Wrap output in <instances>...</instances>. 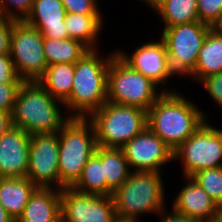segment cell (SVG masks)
I'll list each match as a JSON object with an SVG mask.
<instances>
[{"instance_id":"4316f807","label":"cell","mask_w":222,"mask_h":222,"mask_svg":"<svg viewBox=\"0 0 222 222\" xmlns=\"http://www.w3.org/2000/svg\"><path fill=\"white\" fill-rule=\"evenodd\" d=\"M198 185L219 206H222V167L204 169L192 176Z\"/></svg>"},{"instance_id":"4fadbf2b","label":"cell","mask_w":222,"mask_h":222,"mask_svg":"<svg viewBox=\"0 0 222 222\" xmlns=\"http://www.w3.org/2000/svg\"><path fill=\"white\" fill-rule=\"evenodd\" d=\"M117 54L133 69L140 72L147 78H150L159 87H162L164 92H175V88L169 89L165 87L169 82L170 77H175L169 64L167 48L162 39L157 41H148L140 46L133 48L129 54L124 50H116ZM168 89V90H167Z\"/></svg>"},{"instance_id":"d4e9b609","label":"cell","mask_w":222,"mask_h":222,"mask_svg":"<svg viewBox=\"0 0 222 222\" xmlns=\"http://www.w3.org/2000/svg\"><path fill=\"white\" fill-rule=\"evenodd\" d=\"M43 50L47 65L56 63L75 64L90 49L81 41L71 38H44Z\"/></svg>"},{"instance_id":"ffe728a7","label":"cell","mask_w":222,"mask_h":222,"mask_svg":"<svg viewBox=\"0 0 222 222\" xmlns=\"http://www.w3.org/2000/svg\"><path fill=\"white\" fill-rule=\"evenodd\" d=\"M220 72H222V34L212 28L199 51L196 66L187 78L199 82Z\"/></svg>"},{"instance_id":"9a60e30c","label":"cell","mask_w":222,"mask_h":222,"mask_svg":"<svg viewBox=\"0 0 222 222\" xmlns=\"http://www.w3.org/2000/svg\"><path fill=\"white\" fill-rule=\"evenodd\" d=\"M30 134L11 127L0 137V178H24L29 163Z\"/></svg>"},{"instance_id":"52a82bcc","label":"cell","mask_w":222,"mask_h":222,"mask_svg":"<svg viewBox=\"0 0 222 222\" xmlns=\"http://www.w3.org/2000/svg\"><path fill=\"white\" fill-rule=\"evenodd\" d=\"M163 93L150 78L133 69L117 52L114 54L108 68V102L148 111Z\"/></svg>"},{"instance_id":"cb8c5ba5","label":"cell","mask_w":222,"mask_h":222,"mask_svg":"<svg viewBox=\"0 0 222 222\" xmlns=\"http://www.w3.org/2000/svg\"><path fill=\"white\" fill-rule=\"evenodd\" d=\"M75 64L56 63L47 66L44 75L37 81L52 97L65 101L71 94Z\"/></svg>"},{"instance_id":"5b68a950","label":"cell","mask_w":222,"mask_h":222,"mask_svg":"<svg viewBox=\"0 0 222 222\" xmlns=\"http://www.w3.org/2000/svg\"><path fill=\"white\" fill-rule=\"evenodd\" d=\"M97 140L87 118H71L59 131V190L72 187L95 153Z\"/></svg>"},{"instance_id":"3957f363","label":"cell","mask_w":222,"mask_h":222,"mask_svg":"<svg viewBox=\"0 0 222 222\" xmlns=\"http://www.w3.org/2000/svg\"><path fill=\"white\" fill-rule=\"evenodd\" d=\"M62 106L64 102L52 97L38 82H23L11 114L13 126L30 135L59 132L71 119L67 115L69 111L64 114Z\"/></svg>"},{"instance_id":"60d3db41","label":"cell","mask_w":222,"mask_h":222,"mask_svg":"<svg viewBox=\"0 0 222 222\" xmlns=\"http://www.w3.org/2000/svg\"><path fill=\"white\" fill-rule=\"evenodd\" d=\"M216 222H222V206L218 209V214L216 218Z\"/></svg>"},{"instance_id":"8d00e7d4","label":"cell","mask_w":222,"mask_h":222,"mask_svg":"<svg viewBox=\"0 0 222 222\" xmlns=\"http://www.w3.org/2000/svg\"><path fill=\"white\" fill-rule=\"evenodd\" d=\"M0 222H16L0 203Z\"/></svg>"},{"instance_id":"d6986e66","label":"cell","mask_w":222,"mask_h":222,"mask_svg":"<svg viewBox=\"0 0 222 222\" xmlns=\"http://www.w3.org/2000/svg\"><path fill=\"white\" fill-rule=\"evenodd\" d=\"M37 187L27 177L0 178V203L7 213L17 221Z\"/></svg>"},{"instance_id":"2e32d148","label":"cell","mask_w":222,"mask_h":222,"mask_svg":"<svg viewBox=\"0 0 222 222\" xmlns=\"http://www.w3.org/2000/svg\"><path fill=\"white\" fill-rule=\"evenodd\" d=\"M184 179L187 183L179 189L171 209L199 222H216L219 206L192 177Z\"/></svg>"},{"instance_id":"74e56055","label":"cell","mask_w":222,"mask_h":222,"mask_svg":"<svg viewBox=\"0 0 222 222\" xmlns=\"http://www.w3.org/2000/svg\"><path fill=\"white\" fill-rule=\"evenodd\" d=\"M111 222H139V221H136L134 219L121 218V217L116 216Z\"/></svg>"},{"instance_id":"4dcf8cb0","label":"cell","mask_w":222,"mask_h":222,"mask_svg":"<svg viewBox=\"0 0 222 222\" xmlns=\"http://www.w3.org/2000/svg\"><path fill=\"white\" fill-rule=\"evenodd\" d=\"M202 86L206 93L209 94L220 109L222 108V72L215 75L205 77L198 82Z\"/></svg>"},{"instance_id":"603a6c76","label":"cell","mask_w":222,"mask_h":222,"mask_svg":"<svg viewBox=\"0 0 222 222\" xmlns=\"http://www.w3.org/2000/svg\"><path fill=\"white\" fill-rule=\"evenodd\" d=\"M152 9L160 17L163 28L199 21L197 0H160Z\"/></svg>"},{"instance_id":"d6a6232c","label":"cell","mask_w":222,"mask_h":222,"mask_svg":"<svg viewBox=\"0 0 222 222\" xmlns=\"http://www.w3.org/2000/svg\"><path fill=\"white\" fill-rule=\"evenodd\" d=\"M17 76L10 53L0 54V83H23Z\"/></svg>"},{"instance_id":"f546056e","label":"cell","mask_w":222,"mask_h":222,"mask_svg":"<svg viewBox=\"0 0 222 222\" xmlns=\"http://www.w3.org/2000/svg\"><path fill=\"white\" fill-rule=\"evenodd\" d=\"M67 13L102 14L98 0H61Z\"/></svg>"},{"instance_id":"277c9868","label":"cell","mask_w":222,"mask_h":222,"mask_svg":"<svg viewBox=\"0 0 222 222\" xmlns=\"http://www.w3.org/2000/svg\"><path fill=\"white\" fill-rule=\"evenodd\" d=\"M162 173L132 171L113 193L116 216L134 219L145 214H158L166 208Z\"/></svg>"},{"instance_id":"7402d4cb","label":"cell","mask_w":222,"mask_h":222,"mask_svg":"<svg viewBox=\"0 0 222 222\" xmlns=\"http://www.w3.org/2000/svg\"><path fill=\"white\" fill-rule=\"evenodd\" d=\"M95 154L101 159V165L107 181V196H112L127 180L132 170L121 148L97 146Z\"/></svg>"},{"instance_id":"30bf717a","label":"cell","mask_w":222,"mask_h":222,"mask_svg":"<svg viewBox=\"0 0 222 222\" xmlns=\"http://www.w3.org/2000/svg\"><path fill=\"white\" fill-rule=\"evenodd\" d=\"M41 32L25 21H15L12 27L10 56L17 76L24 82H37L45 73L47 62Z\"/></svg>"},{"instance_id":"6da1fadb","label":"cell","mask_w":222,"mask_h":222,"mask_svg":"<svg viewBox=\"0 0 222 222\" xmlns=\"http://www.w3.org/2000/svg\"><path fill=\"white\" fill-rule=\"evenodd\" d=\"M207 116L180 92H164L147 111V127L175 151Z\"/></svg>"},{"instance_id":"ab89813d","label":"cell","mask_w":222,"mask_h":222,"mask_svg":"<svg viewBox=\"0 0 222 222\" xmlns=\"http://www.w3.org/2000/svg\"><path fill=\"white\" fill-rule=\"evenodd\" d=\"M213 28H215L220 34H222V17L220 21Z\"/></svg>"},{"instance_id":"ba28073f","label":"cell","mask_w":222,"mask_h":222,"mask_svg":"<svg viewBox=\"0 0 222 222\" xmlns=\"http://www.w3.org/2000/svg\"><path fill=\"white\" fill-rule=\"evenodd\" d=\"M206 120L175 151L173 160H180L183 177L215 167H222V130Z\"/></svg>"},{"instance_id":"5bb4252c","label":"cell","mask_w":222,"mask_h":222,"mask_svg":"<svg viewBox=\"0 0 222 222\" xmlns=\"http://www.w3.org/2000/svg\"><path fill=\"white\" fill-rule=\"evenodd\" d=\"M121 149L132 171L162 173L161 168L174 161L172 149L148 127Z\"/></svg>"},{"instance_id":"9c48e42d","label":"cell","mask_w":222,"mask_h":222,"mask_svg":"<svg viewBox=\"0 0 222 222\" xmlns=\"http://www.w3.org/2000/svg\"><path fill=\"white\" fill-rule=\"evenodd\" d=\"M213 27L200 21L163 28L161 38L167 48L175 76L185 78L194 70L199 51Z\"/></svg>"},{"instance_id":"ac0fdd59","label":"cell","mask_w":222,"mask_h":222,"mask_svg":"<svg viewBox=\"0 0 222 222\" xmlns=\"http://www.w3.org/2000/svg\"><path fill=\"white\" fill-rule=\"evenodd\" d=\"M16 222H61V190L37 187Z\"/></svg>"},{"instance_id":"d590c367","label":"cell","mask_w":222,"mask_h":222,"mask_svg":"<svg viewBox=\"0 0 222 222\" xmlns=\"http://www.w3.org/2000/svg\"><path fill=\"white\" fill-rule=\"evenodd\" d=\"M13 127L11 113L0 110V137Z\"/></svg>"},{"instance_id":"7a4b0ae2","label":"cell","mask_w":222,"mask_h":222,"mask_svg":"<svg viewBox=\"0 0 222 222\" xmlns=\"http://www.w3.org/2000/svg\"><path fill=\"white\" fill-rule=\"evenodd\" d=\"M110 52L105 58L98 49H90L75 63V74L70 96L64 107L71 118H88L107 102L108 68L116 53Z\"/></svg>"},{"instance_id":"484cf974","label":"cell","mask_w":222,"mask_h":222,"mask_svg":"<svg viewBox=\"0 0 222 222\" xmlns=\"http://www.w3.org/2000/svg\"><path fill=\"white\" fill-rule=\"evenodd\" d=\"M72 188L83 193L107 196V181L101 159L95 153L85 164L78 181Z\"/></svg>"},{"instance_id":"8fae6325","label":"cell","mask_w":222,"mask_h":222,"mask_svg":"<svg viewBox=\"0 0 222 222\" xmlns=\"http://www.w3.org/2000/svg\"><path fill=\"white\" fill-rule=\"evenodd\" d=\"M26 177L36 187L59 190V132L30 135Z\"/></svg>"},{"instance_id":"1f68e13d","label":"cell","mask_w":222,"mask_h":222,"mask_svg":"<svg viewBox=\"0 0 222 222\" xmlns=\"http://www.w3.org/2000/svg\"><path fill=\"white\" fill-rule=\"evenodd\" d=\"M23 83H0V110L12 114L16 95Z\"/></svg>"},{"instance_id":"e575fe53","label":"cell","mask_w":222,"mask_h":222,"mask_svg":"<svg viewBox=\"0 0 222 222\" xmlns=\"http://www.w3.org/2000/svg\"><path fill=\"white\" fill-rule=\"evenodd\" d=\"M167 209L168 207L158 214L159 215L158 217H160L158 222H199L185 215L179 214L175 212L173 209L170 213H168Z\"/></svg>"},{"instance_id":"f35d334b","label":"cell","mask_w":222,"mask_h":222,"mask_svg":"<svg viewBox=\"0 0 222 222\" xmlns=\"http://www.w3.org/2000/svg\"><path fill=\"white\" fill-rule=\"evenodd\" d=\"M146 4L149 8H152L155 4H157L160 0H139Z\"/></svg>"},{"instance_id":"e0dca14e","label":"cell","mask_w":222,"mask_h":222,"mask_svg":"<svg viewBox=\"0 0 222 222\" xmlns=\"http://www.w3.org/2000/svg\"><path fill=\"white\" fill-rule=\"evenodd\" d=\"M66 10L61 0H34L31 13L24 20L37 28L43 38H69L64 24Z\"/></svg>"},{"instance_id":"7c38bea8","label":"cell","mask_w":222,"mask_h":222,"mask_svg":"<svg viewBox=\"0 0 222 222\" xmlns=\"http://www.w3.org/2000/svg\"><path fill=\"white\" fill-rule=\"evenodd\" d=\"M116 217L112 196L61 189V222H111Z\"/></svg>"},{"instance_id":"8992f818","label":"cell","mask_w":222,"mask_h":222,"mask_svg":"<svg viewBox=\"0 0 222 222\" xmlns=\"http://www.w3.org/2000/svg\"><path fill=\"white\" fill-rule=\"evenodd\" d=\"M87 119L93 124L97 146L105 148H122L147 127V111L108 101Z\"/></svg>"},{"instance_id":"44dd1931","label":"cell","mask_w":222,"mask_h":222,"mask_svg":"<svg viewBox=\"0 0 222 222\" xmlns=\"http://www.w3.org/2000/svg\"><path fill=\"white\" fill-rule=\"evenodd\" d=\"M103 14L67 13L64 24L69 38L81 41L89 49H98Z\"/></svg>"},{"instance_id":"f1b7e54d","label":"cell","mask_w":222,"mask_h":222,"mask_svg":"<svg viewBox=\"0 0 222 222\" xmlns=\"http://www.w3.org/2000/svg\"><path fill=\"white\" fill-rule=\"evenodd\" d=\"M199 21L214 27L222 17V0H197Z\"/></svg>"},{"instance_id":"83f0119b","label":"cell","mask_w":222,"mask_h":222,"mask_svg":"<svg viewBox=\"0 0 222 222\" xmlns=\"http://www.w3.org/2000/svg\"><path fill=\"white\" fill-rule=\"evenodd\" d=\"M34 0H0V15L24 21L31 13Z\"/></svg>"},{"instance_id":"836d02e7","label":"cell","mask_w":222,"mask_h":222,"mask_svg":"<svg viewBox=\"0 0 222 222\" xmlns=\"http://www.w3.org/2000/svg\"><path fill=\"white\" fill-rule=\"evenodd\" d=\"M15 21L0 15V54L10 53L12 27Z\"/></svg>"}]
</instances>
